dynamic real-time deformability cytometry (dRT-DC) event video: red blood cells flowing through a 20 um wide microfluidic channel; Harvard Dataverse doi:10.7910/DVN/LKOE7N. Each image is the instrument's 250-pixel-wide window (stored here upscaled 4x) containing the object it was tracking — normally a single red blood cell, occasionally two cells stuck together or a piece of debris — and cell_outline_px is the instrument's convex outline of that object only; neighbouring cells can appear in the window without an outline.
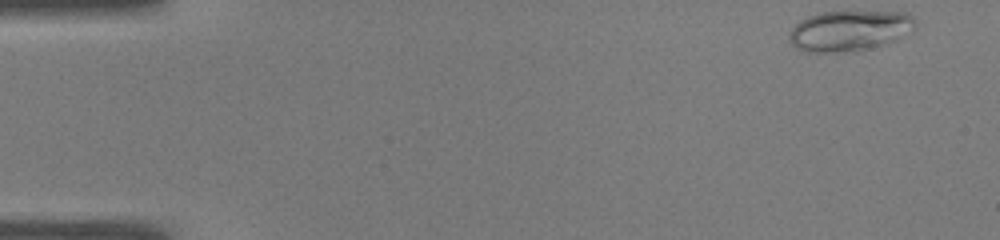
{"species": "common noctule bat (a hibernating species)", "species_latin": "Nyctalus noctula", "temperature_condition": "warm", "stored_images_in_passage": 50, "camera_frame_rate_fps": 3000, "um_per_image_px": 0.085, "animal": {"sex": "male", "body_mass_g": 19.0, "forearm_length_mm": 50.8}, "frame": {"image": 1, "passage_image": 1, "time_ms": 0.0, "image_size_px": [1000, 240], "cell_outline_px": [[916, 24], [912, 28], [896, 40], [884, 44], [852, 52], [804, 52], [796, 48], [788, 40], [788, 36], [792, 28], [800, 20], [808, 16], [820, 12], [908, 12], [916, 20]], "centroid_in_image_um": [72.16, 2.61], "position_along_channel_um": 12.8, "area_um2": 29.77}}
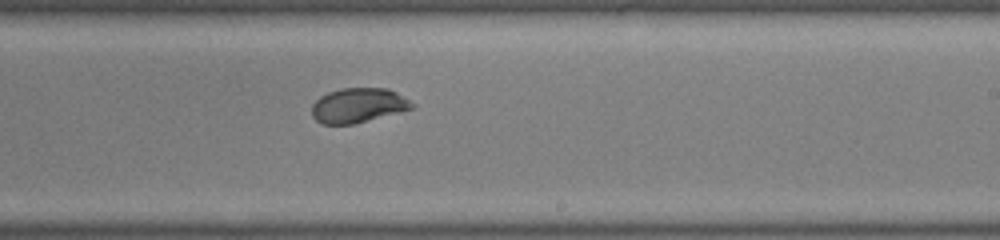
{"frame": {"image": 2, "passage_image": 30, "time_ms": 9.667, "image_size_px": [1000, 240], "cell_outline_px": [[416, 108], [352, 124], [324, 124], [316, 120], [312, 116], [312, 104], [320, 96], [328, 92], [340, 88], [388, 88], [396, 92], [416, 104]], "centroid_in_image_um": [30.47, 8.95], "position_along_channel_um": 258.5, "area_um2": 20.29}}
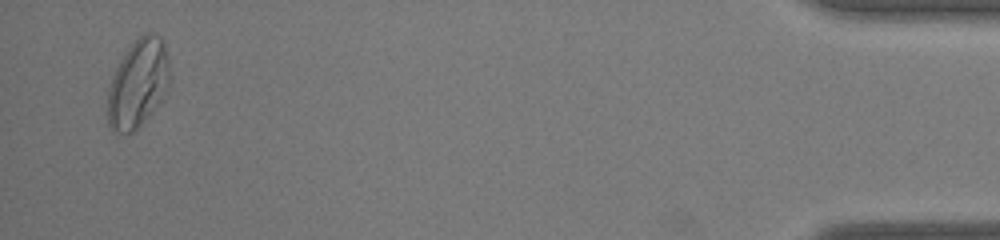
{"frame": {"image": 3, "passage_image": 49, "time_ms": 16.0, "image_size_px": [1000, 240], "cell_outline_px": [[168, 84], [164, 96], [140, 124], [132, 132], [116, 132], [108, 124], [108, 88], [112, 76], [124, 52], [144, 32], [152, 32], [160, 36], [164, 40], [168, 60]], "centroid_in_image_um": [11.72, 7.04], "position_along_channel_um": 423.5, "area_um2": 31.39}, "authors_computed_cell_mechanics": {"area_um2": 22.3108, "velocity_mm_per_s": 3.8554, "shape_relaxation_time_tau1_ms": 7.5593, "shape_relaxation_time_tau2_ms": null, "deformation_change_tau1": 0.2856, "deformation_change_tau2": null}}